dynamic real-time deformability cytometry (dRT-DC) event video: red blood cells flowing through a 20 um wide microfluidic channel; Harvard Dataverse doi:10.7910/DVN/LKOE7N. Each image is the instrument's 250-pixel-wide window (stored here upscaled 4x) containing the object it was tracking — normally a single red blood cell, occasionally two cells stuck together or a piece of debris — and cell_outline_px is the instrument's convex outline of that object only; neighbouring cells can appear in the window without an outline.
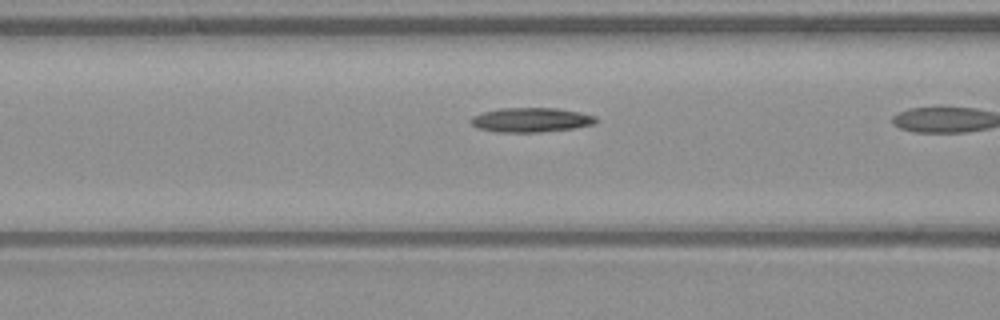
{"species": "common noctule bat (a hibernating species)", "species_latin": "Nyctalus noctula", "temperature_condition": "warm", "stored_images_in_passage": 11, "camera_frame_rate_fps": 3000, "um_per_image_px": 0.085, "animal": {"sex": "male", "body_mass_g": 23.1, "forearm_length_mm": 52.7}, "frame": {"image": 1, "passage_image": 10, "time_ms": 3.0, "image_size_px": [1000, 320], "cell_outline_px": [[600, 120], [596, 124], [572, 128], [540, 132], [496, 132], [476, 128], [468, 120], [472, 116], [484, 112], [500, 108], [556, 108], [580, 112], [596, 116]], "centroid_in_image_um": [45.14, 10.19], "position_along_channel_um": 121.5, "area_um2": 17.98}}